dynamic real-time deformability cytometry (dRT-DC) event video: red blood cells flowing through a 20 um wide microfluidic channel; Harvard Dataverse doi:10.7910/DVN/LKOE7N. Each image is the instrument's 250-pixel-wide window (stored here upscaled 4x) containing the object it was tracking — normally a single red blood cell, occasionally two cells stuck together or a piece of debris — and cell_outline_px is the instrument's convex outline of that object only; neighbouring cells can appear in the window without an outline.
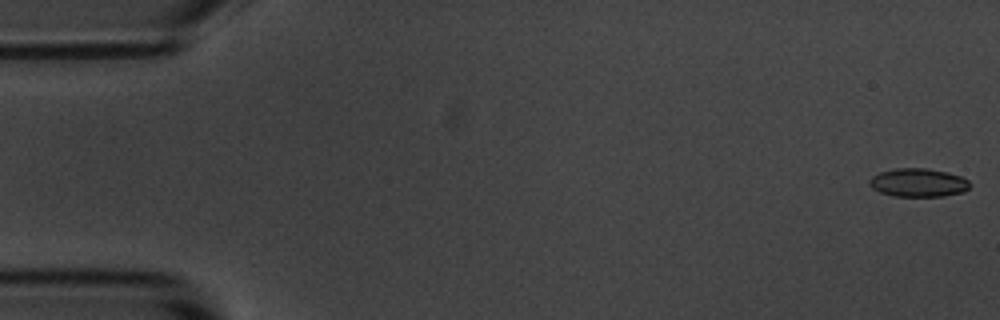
{"species": "common noctule bat (a hibernating species)", "species_latin": "Nyctalus noctula", "temperature_condition": "room temperature", "stored_images_in_passage": 5, "camera_frame_rate_fps": 3000, "um_per_image_px": 0.085, "animal": {"sex": "male", "body_mass_g": 20.1, "forearm_length_mm": 53.5}, "frame": {"image": 1, "passage_image": 1, "time_ms": 0.0, "image_size_px": [1000, 320], "cell_outline_px": [[972, 184], [964, 192], [944, 196], [892, 196], [880, 192], [872, 188], [868, 184], [868, 180], [872, 176], [880, 172], [896, 168], [924, 168], [948, 172], [960, 176], [968, 180]], "centroid_in_image_um": [78.05, 15.52], "position_along_channel_um": 7.0, "area_um2": 16.76}}
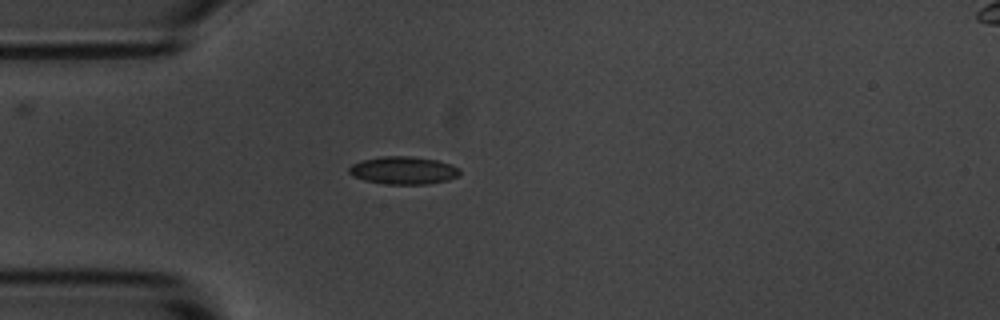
{"frame": {"image": 2, "passage_image": 5, "time_ms": 4.667, "image_size_px": [1000, 320], "cell_outline_px": [[460, 176], [448, 180], [428, 184], [388, 184], [364, 180], [352, 176], [348, 172], [348, 168], [352, 164], [364, 160], [384, 156], [408, 156], [436, 160], [460, 168]], "centroid_in_image_um": [34.29, 14.49], "position_along_channel_um": 50.7, "area_um2": 17.8}}